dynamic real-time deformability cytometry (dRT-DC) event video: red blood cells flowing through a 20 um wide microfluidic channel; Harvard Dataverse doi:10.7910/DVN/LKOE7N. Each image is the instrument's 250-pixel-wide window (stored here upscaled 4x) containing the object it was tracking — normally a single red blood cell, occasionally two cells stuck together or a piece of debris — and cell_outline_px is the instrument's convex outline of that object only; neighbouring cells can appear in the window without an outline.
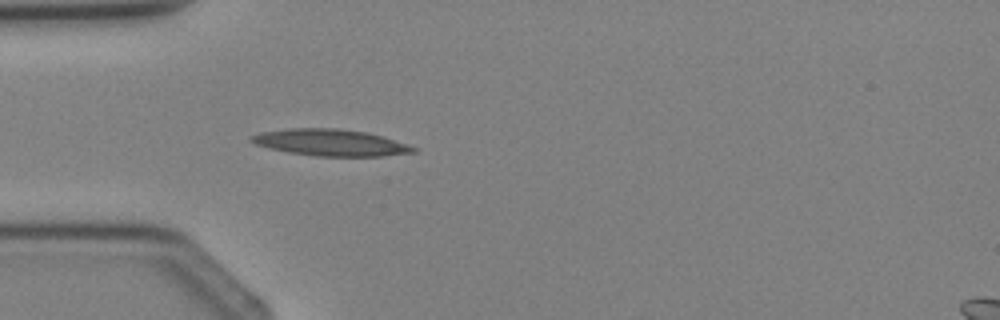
{"species": "Egyptian fruit bat (a non-hibernating species)", "species_latin": "Rousettus aegyptiacus", "temperature_condition": "cold", "stored_images_in_passage": 4, "segment_of_instrument_passage": [1, 2], "camera_frame_rate_fps": 3000, "um_per_image_px": 0.085, "animal": {"sex": "female"}, "frame": {"image": 1, "passage_image": 3, "time_ms": 2.333, "image_size_px": [1000, 320], "cell_outline_px": [[420, 148], [416, 152], [384, 156], [316, 156], [288, 152], [256, 144], [248, 140], [252, 136], [260, 132], [292, 128], [336, 128], [364, 132], [380, 136], [408, 144]], "centroid_in_image_um": [28.13, 12.12], "position_along_channel_um": 56.9, "area_um2": 24.91}}